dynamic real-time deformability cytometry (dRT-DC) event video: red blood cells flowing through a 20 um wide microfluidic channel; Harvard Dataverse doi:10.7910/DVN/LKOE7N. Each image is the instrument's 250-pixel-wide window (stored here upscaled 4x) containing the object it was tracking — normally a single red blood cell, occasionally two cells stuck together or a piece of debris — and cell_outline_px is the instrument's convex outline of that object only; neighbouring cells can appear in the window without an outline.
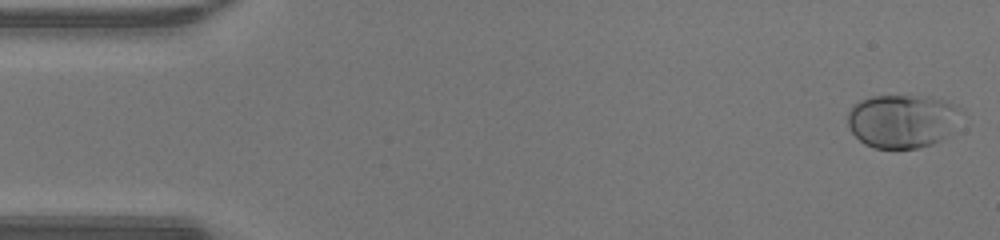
{"species": "human", "species_latin": "Homo sapiens", "temperature_condition": "warm", "stored_images_in_passage": 47, "camera_frame_rate_fps": 3000, "um_per_image_px": 0.085, "donor": {"sex": "male"}, "frame": {"image": 1, "passage_image": 1, "time_ms": 0.0, "image_size_px": [1000, 240], "cell_outline_px": [[956, 108], [948, 132], [940, 140], [932, 144], [916, 148], [876, 148], [864, 144], [852, 132], [848, 124], [848, 112], [852, 104], [860, 100], [872, 96], [932, 96]], "centroid_in_image_um": [76.52, 10.28], "position_along_channel_um": 8.5, "area_um2": 34.16}}
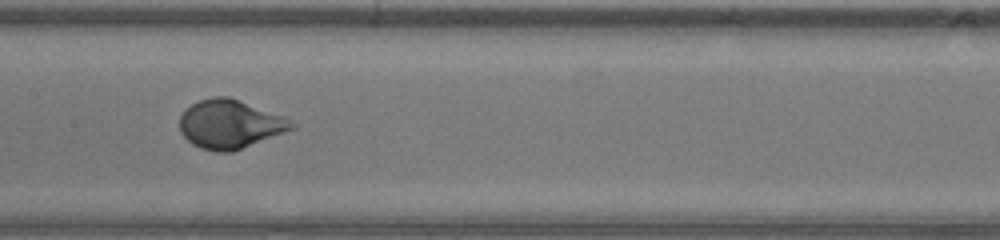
{"frame": {"image": 2, "passage_image": 23, "time_ms": 7.333, "image_size_px": [1000, 240], "cell_outline_px": [[296, 128], [232, 152], [216, 152], [200, 148], [192, 144], [180, 132], [180, 116], [192, 104], [200, 100], [216, 96], [228, 96], [284, 116], [296, 124]], "centroid_in_image_um": [19.56, 10.56], "position_along_channel_um": 187.8, "area_um2": 31.67}}
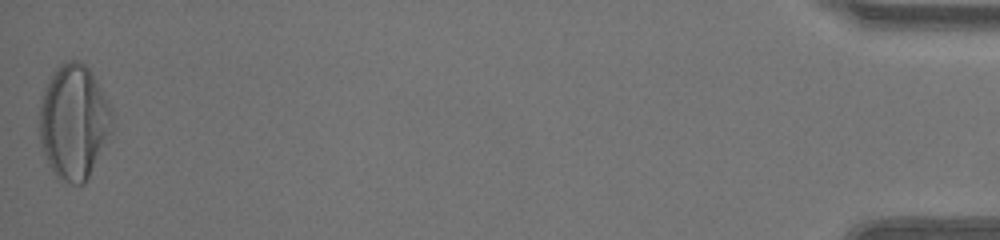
{"frame": {"image": 3, "passage_image": 47, "time_ms": 15.333, "image_size_px": [1000, 240], "cell_outline_px": [[112, 128], [84, 184], [72, 184], [56, 176], [48, 164], [40, 140], [40, 100], [56, 68], [60, 64], [68, 60], [80, 60], [92, 72], [112, 108]], "centroid_in_image_um": [6.27, 10.33], "position_along_channel_um": 428.9, "area_um2": 47.8}, "authors_computed_cell_mechanics": {"area_um2": 31.9056, "velocity_mm_per_s": 4.3261, "shape_relaxation_time_tau1_ms": 3.1557, "shape_relaxation_time_tau2_ms": null, "deformation_change_tau1": 0.2231, "deformation_change_tau2": null}}